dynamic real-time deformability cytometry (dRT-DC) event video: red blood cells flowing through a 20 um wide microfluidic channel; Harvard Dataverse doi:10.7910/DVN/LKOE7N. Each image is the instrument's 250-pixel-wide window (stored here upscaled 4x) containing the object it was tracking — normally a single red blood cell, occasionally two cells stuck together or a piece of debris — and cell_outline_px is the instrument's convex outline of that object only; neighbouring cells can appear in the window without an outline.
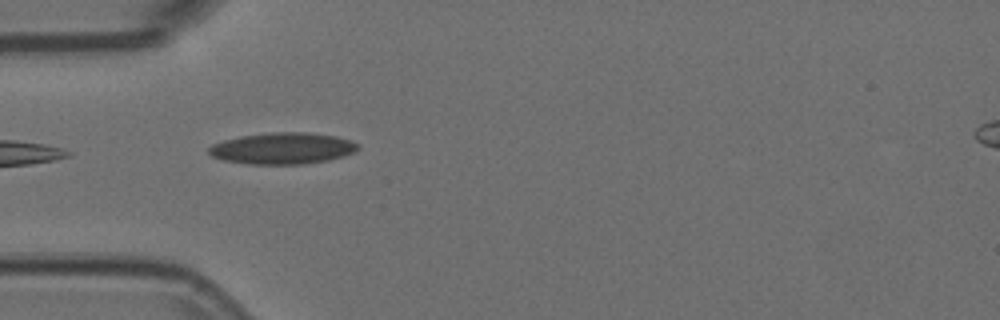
{"species": "Egyptian fruit bat (a non-hibernating species)", "species_latin": "Rousettus aegyptiacus", "temperature_condition": "room temperature", "stored_images_in_passage": 2, "camera_frame_rate_fps": 3000, "um_per_image_px": 0.085, "animal": {"sex": "female"}, "frame": {"image": 1, "passage_image": 1, "time_ms": 0.0, "image_size_px": [1000, 320], "cell_outline_px": [[360, 148], [356, 152], [344, 156], [328, 160], [304, 164], [248, 164], [224, 160], [212, 156], [208, 152], [208, 148], [212, 144], [224, 140], [240, 136], [272, 132], [304, 132], [336, 136], [352, 140], [360, 144]], "centroid_in_image_um": [24.06, 12.61], "position_along_channel_um": 60.9, "area_um2": 27.51}}
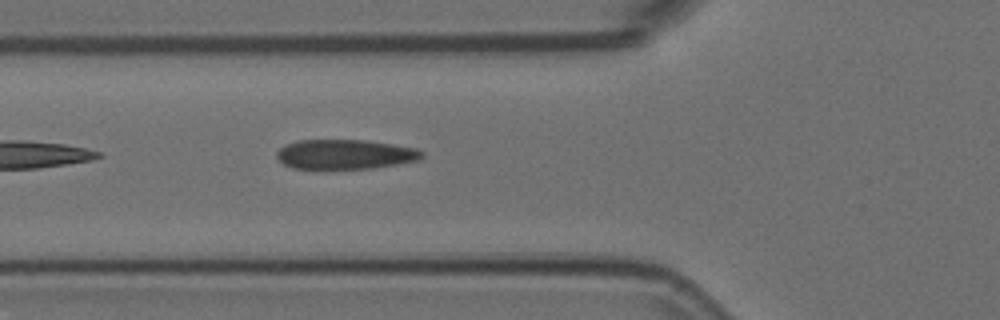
{"frame": {"image": 2, "passage_image": 2, "time_ms": 0.333, "image_size_px": [1000, 320], "cell_outline_px": [[424, 156], [420, 160], [372, 168], [324, 172], [292, 168], [284, 164], [276, 156], [276, 152], [284, 144], [296, 140], [364, 140], [392, 144], [416, 148], [424, 152]], "centroid_in_image_um": [29.27, 13.16], "position_along_channel_um": 96.5, "area_um2": 26.18}}